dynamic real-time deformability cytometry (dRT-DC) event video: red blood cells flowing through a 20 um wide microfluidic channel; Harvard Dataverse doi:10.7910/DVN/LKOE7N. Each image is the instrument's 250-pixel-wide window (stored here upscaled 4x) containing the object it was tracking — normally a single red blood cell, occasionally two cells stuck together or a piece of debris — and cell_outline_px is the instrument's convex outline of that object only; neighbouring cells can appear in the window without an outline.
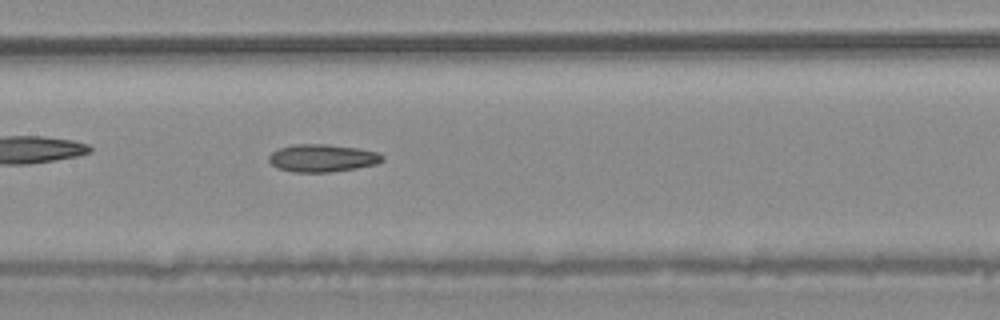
{"species": "common noctule bat (a hibernating species)", "species_latin": "Nyctalus noctula", "temperature_condition": "warm", "stored_images_in_passage": 41, "camera_frame_rate_fps": 3000, "um_per_image_px": 0.085, "animal": {"sex": "male", "body_mass_g": 20.4}, "frame": {"image": 1, "passage_image": 18, "time_ms": 5.667, "image_size_px": [1000, 320], "cell_outline_px": [[384, 160], [376, 164], [356, 168], [328, 172], [292, 172], [276, 168], [268, 160], [268, 156], [272, 152], [280, 148], [296, 144], [328, 144], [356, 148], [376, 152], [384, 156]], "centroid_in_image_um": [27.37, 13.44], "position_along_channel_um": 180.0, "area_um2": 18.21}}